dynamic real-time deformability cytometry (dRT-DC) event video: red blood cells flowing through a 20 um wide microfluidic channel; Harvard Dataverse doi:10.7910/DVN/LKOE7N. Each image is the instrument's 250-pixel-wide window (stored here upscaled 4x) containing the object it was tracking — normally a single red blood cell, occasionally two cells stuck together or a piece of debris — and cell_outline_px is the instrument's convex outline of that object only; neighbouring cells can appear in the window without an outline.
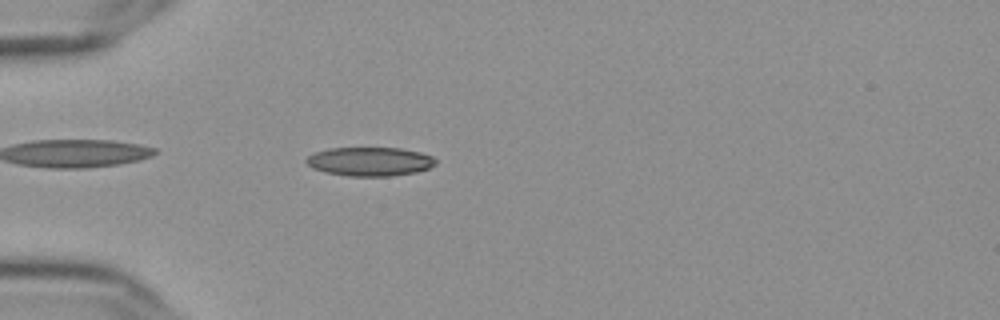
{"species": "Egyptian fruit bat (a non-hibernating species)", "species_latin": "Rousettus aegyptiacus", "temperature_condition": "cold", "stored_images_in_passage": 46, "camera_frame_rate_fps": 3000, "um_per_image_px": 0.085, "frame": {"image": 1, "passage_image": 6, "time_ms": 1.667, "image_size_px": [1000, 320], "cell_outline_px": [[436, 164], [428, 168], [416, 172], [392, 176], [348, 176], [328, 172], [312, 168], [304, 160], [312, 152], [328, 148], [400, 148], [420, 152], [432, 156], [436, 160]], "centroid_in_image_um": [31.42, 13.72], "position_along_channel_um": 53.6, "area_um2": 21.79}}
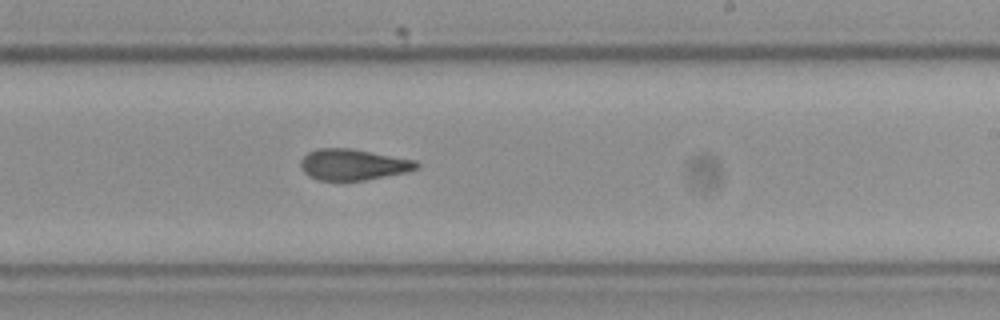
{"frame": {"image": 2, "passage_image": 24, "time_ms": 7.667, "image_size_px": [1000, 320], "cell_outline_px": [[420, 168], [404, 172], [364, 180], [320, 180], [308, 176], [300, 168], [300, 160], [308, 152], [316, 148], [352, 148], [416, 160], [420, 164]], "centroid_in_image_um": [30.0, 13.97], "position_along_channel_um": 259.0, "area_um2": 21.04}}
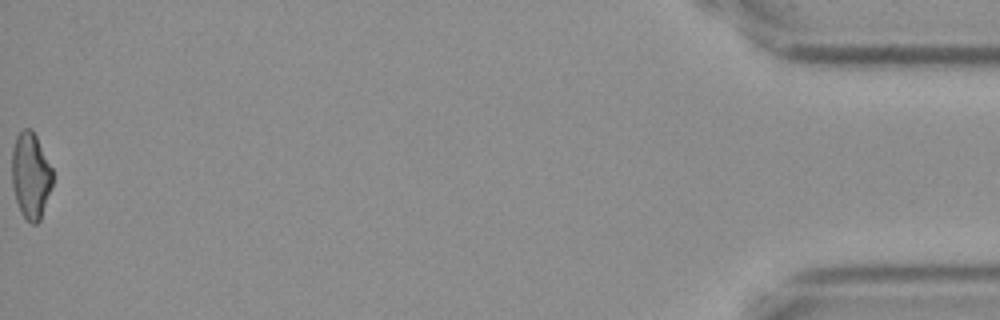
{"frame": {"image": 3, "passage_image": 46, "time_ms": 15.0, "image_size_px": [1000, 320], "cell_outline_px": [[52, 188], [40, 220], [36, 224], [32, 224], [24, 216], [16, 200], [12, 184], [12, 148], [16, 136], [24, 128], [32, 128], [52, 168]], "centroid_in_image_um": [2.61, 14.9], "position_along_channel_um": 432.6, "area_um2": 20.35}, "authors_computed_cell_mechanics": {"area_um2": 21.2415, "velocity_mm_per_s": 3.6253, "shape_relaxation_time_tau1_ms": 9.1738, "shape_relaxation_time_tau2_ms": 2.5234, "deformation_change_tau1": 0.198, "deformation_change_tau2": 0.0853}}